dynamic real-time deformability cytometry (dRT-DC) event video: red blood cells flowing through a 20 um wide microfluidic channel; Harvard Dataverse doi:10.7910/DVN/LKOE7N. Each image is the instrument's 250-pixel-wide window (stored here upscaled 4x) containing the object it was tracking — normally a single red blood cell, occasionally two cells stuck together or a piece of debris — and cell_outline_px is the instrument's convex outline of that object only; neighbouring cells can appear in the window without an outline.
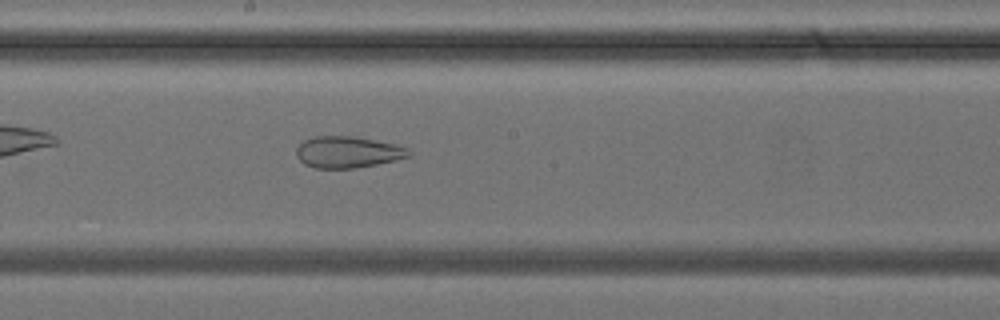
{"species": "common noctule bat (a hibernating species)", "species_latin": "Nyctalus noctula", "temperature_condition": "cold", "stored_images_in_passage": 22, "camera_frame_rate_fps": 3000, "um_per_image_px": 0.085, "animal": {"sex": "female", "body_mass_g": 24.6, "forearm_length_mm": 56.2}, "frame": {"image": 1, "passage_image": 12, "time_ms": 3.667, "image_size_px": [1000, 320], "cell_outline_px": [[412, 156], [396, 160], [356, 168], [316, 168], [304, 164], [296, 156], [296, 148], [304, 140], [316, 136], [352, 136], [396, 144], [408, 148], [412, 152]], "centroid_in_image_um": [29.58, 12.93], "position_along_channel_um": 218.6, "area_um2": 20.69}}